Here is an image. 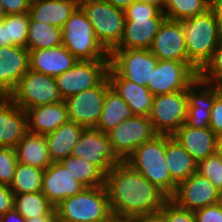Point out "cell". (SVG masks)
Returning <instances> with one entry per match:
<instances>
[{"label": "cell", "instance_id": "cell-1", "mask_svg": "<svg viewBox=\"0 0 222 222\" xmlns=\"http://www.w3.org/2000/svg\"><path fill=\"white\" fill-rule=\"evenodd\" d=\"M104 186L112 215L129 218L157 213L169 197L142 174L121 161L105 174Z\"/></svg>", "mask_w": 222, "mask_h": 222}, {"label": "cell", "instance_id": "cell-2", "mask_svg": "<svg viewBox=\"0 0 222 222\" xmlns=\"http://www.w3.org/2000/svg\"><path fill=\"white\" fill-rule=\"evenodd\" d=\"M165 155L166 135L158 134L153 139L139 145L124 162L170 198L174 194L177 184L171 179Z\"/></svg>", "mask_w": 222, "mask_h": 222}, {"label": "cell", "instance_id": "cell-3", "mask_svg": "<svg viewBox=\"0 0 222 222\" xmlns=\"http://www.w3.org/2000/svg\"><path fill=\"white\" fill-rule=\"evenodd\" d=\"M125 26L114 49H149L166 15L156 6L135 0L124 10Z\"/></svg>", "mask_w": 222, "mask_h": 222}, {"label": "cell", "instance_id": "cell-4", "mask_svg": "<svg viewBox=\"0 0 222 222\" xmlns=\"http://www.w3.org/2000/svg\"><path fill=\"white\" fill-rule=\"evenodd\" d=\"M181 22L188 60L201 71L213 57L221 39L216 18L209 9L204 14L186 18Z\"/></svg>", "mask_w": 222, "mask_h": 222}, {"label": "cell", "instance_id": "cell-5", "mask_svg": "<svg viewBox=\"0 0 222 222\" xmlns=\"http://www.w3.org/2000/svg\"><path fill=\"white\" fill-rule=\"evenodd\" d=\"M57 222H104L113 217L105 186L85 187L55 207Z\"/></svg>", "mask_w": 222, "mask_h": 222}, {"label": "cell", "instance_id": "cell-6", "mask_svg": "<svg viewBox=\"0 0 222 222\" xmlns=\"http://www.w3.org/2000/svg\"><path fill=\"white\" fill-rule=\"evenodd\" d=\"M62 45L78 60L109 59V52L98 41L93 26L80 7L62 27Z\"/></svg>", "mask_w": 222, "mask_h": 222}, {"label": "cell", "instance_id": "cell-7", "mask_svg": "<svg viewBox=\"0 0 222 222\" xmlns=\"http://www.w3.org/2000/svg\"><path fill=\"white\" fill-rule=\"evenodd\" d=\"M79 7L93 26L98 41L110 53L120 44L123 36L124 10L105 0H80Z\"/></svg>", "mask_w": 222, "mask_h": 222}, {"label": "cell", "instance_id": "cell-8", "mask_svg": "<svg viewBox=\"0 0 222 222\" xmlns=\"http://www.w3.org/2000/svg\"><path fill=\"white\" fill-rule=\"evenodd\" d=\"M8 97L24 111L63 101L55 77L31 69L22 76Z\"/></svg>", "mask_w": 222, "mask_h": 222}, {"label": "cell", "instance_id": "cell-9", "mask_svg": "<svg viewBox=\"0 0 222 222\" xmlns=\"http://www.w3.org/2000/svg\"><path fill=\"white\" fill-rule=\"evenodd\" d=\"M187 90L153 96L149 118L155 132L172 136L187 119Z\"/></svg>", "mask_w": 222, "mask_h": 222}, {"label": "cell", "instance_id": "cell-10", "mask_svg": "<svg viewBox=\"0 0 222 222\" xmlns=\"http://www.w3.org/2000/svg\"><path fill=\"white\" fill-rule=\"evenodd\" d=\"M159 59L149 49H113L109 65L126 80L147 87Z\"/></svg>", "mask_w": 222, "mask_h": 222}, {"label": "cell", "instance_id": "cell-11", "mask_svg": "<svg viewBox=\"0 0 222 222\" xmlns=\"http://www.w3.org/2000/svg\"><path fill=\"white\" fill-rule=\"evenodd\" d=\"M109 59L78 60L63 74L55 77L59 94L63 100L97 86L106 76Z\"/></svg>", "mask_w": 222, "mask_h": 222}, {"label": "cell", "instance_id": "cell-12", "mask_svg": "<svg viewBox=\"0 0 222 222\" xmlns=\"http://www.w3.org/2000/svg\"><path fill=\"white\" fill-rule=\"evenodd\" d=\"M191 62L159 60L147 88L153 96L187 90L198 78Z\"/></svg>", "mask_w": 222, "mask_h": 222}, {"label": "cell", "instance_id": "cell-13", "mask_svg": "<svg viewBox=\"0 0 222 222\" xmlns=\"http://www.w3.org/2000/svg\"><path fill=\"white\" fill-rule=\"evenodd\" d=\"M111 87L106 76L97 86L79 92L64 100L69 121L85 128H95L103 110L104 98Z\"/></svg>", "mask_w": 222, "mask_h": 222}, {"label": "cell", "instance_id": "cell-14", "mask_svg": "<svg viewBox=\"0 0 222 222\" xmlns=\"http://www.w3.org/2000/svg\"><path fill=\"white\" fill-rule=\"evenodd\" d=\"M115 155L125 161L141 144L158 135L147 116H136L126 119L107 133Z\"/></svg>", "mask_w": 222, "mask_h": 222}, {"label": "cell", "instance_id": "cell-15", "mask_svg": "<svg viewBox=\"0 0 222 222\" xmlns=\"http://www.w3.org/2000/svg\"><path fill=\"white\" fill-rule=\"evenodd\" d=\"M169 199L183 209L195 211L221 202L222 193L207 177L195 172L177 184L174 194Z\"/></svg>", "mask_w": 222, "mask_h": 222}, {"label": "cell", "instance_id": "cell-16", "mask_svg": "<svg viewBox=\"0 0 222 222\" xmlns=\"http://www.w3.org/2000/svg\"><path fill=\"white\" fill-rule=\"evenodd\" d=\"M71 155L95 164L104 174L121 162L112 150L108 135L95 128L83 130Z\"/></svg>", "mask_w": 222, "mask_h": 222}, {"label": "cell", "instance_id": "cell-17", "mask_svg": "<svg viewBox=\"0 0 222 222\" xmlns=\"http://www.w3.org/2000/svg\"><path fill=\"white\" fill-rule=\"evenodd\" d=\"M149 50L159 60L190 62L186 53L182 22L166 18L154 37Z\"/></svg>", "mask_w": 222, "mask_h": 222}, {"label": "cell", "instance_id": "cell-18", "mask_svg": "<svg viewBox=\"0 0 222 222\" xmlns=\"http://www.w3.org/2000/svg\"><path fill=\"white\" fill-rule=\"evenodd\" d=\"M85 186L60 162L52 164L44 170L41 192L56 207L67 197L75 196Z\"/></svg>", "mask_w": 222, "mask_h": 222}, {"label": "cell", "instance_id": "cell-19", "mask_svg": "<svg viewBox=\"0 0 222 222\" xmlns=\"http://www.w3.org/2000/svg\"><path fill=\"white\" fill-rule=\"evenodd\" d=\"M29 70V50L20 46L0 47V96H9Z\"/></svg>", "mask_w": 222, "mask_h": 222}, {"label": "cell", "instance_id": "cell-20", "mask_svg": "<svg viewBox=\"0 0 222 222\" xmlns=\"http://www.w3.org/2000/svg\"><path fill=\"white\" fill-rule=\"evenodd\" d=\"M188 111L186 124L194 128H206L210 123V111L214 104V85L200 77L187 89Z\"/></svg>", "mask_w": 222, "mask_h": 222}, {"label": "cell", "instance_id": "cell-21", "mask_svg": "<svg viewBox=\"0 0 222 222\" xmlns=\"http://www.w3.org/2000/svg\"><path fill=\"white\" fill-rule=\"evenodd\" d=\"M196 163L217 152L218 137L209 128H194L184 123L172 136Z\"/></svg>", "mask_w": 222, "mask_h": 222}, {"label": "cell", "instance_id": "cell-22", "mask_svg": "<svg viewBox=\"0 0 222 222\" xmlns=\"http://www.w3.org/2000/svg\"><path fill=\"white\" fill-rule=\"evenodd\" d=\"M111 88L124 100L136 116H149L153 95L147 87L123 79L110 65L107 71Z\"/></svg>", "mask_w": 222, "mask_h": 222}, {"label": "cell", "instance_id": "cell-23", "mask_svg": "<svg viewBox=\"0 0 222 222\" xmlns=\"http://www.w3.org/2000/svg\"><path fill=\"white\" fill-rule=\"evenodd\" d=\"M26 112L8 96H0V147H13L27 132Z\"/></svg>", "mask_w": 222, "mask_h": 222}, {"label": "cell", "instance_id": "cell-24", "mask_svg": "<svg viewBox=\"0 0 222 222\" xmlns=\"http://www.w3.org/2000/svg\"><path fill=\"white\" fill-rule=\"evenodd\" d=\"M78 59L63 45L29 51V69L51 77L69 70Z\"/></svg>", "mask_w": 222, "mask_h": 222}, {"label": "cell", "instance_id": "cell-25", "mask_svg": "<svg viewBox=\"0 0 222 222\" xmlns=\"http://www.w3.org/2000/svg\"><path fill=\"white\" fill-rule=\"evenodd\" d=\"M25 112L27 130L44 136L69 121L64 100L55 104L32 107Z\"/></svg>", "mask_w": 222, "mask_h": 222}, {"label": "cell", "instance_id": "cell-26", "mask_svg": "<svg viewBox=\"0 0 222 222\" xmlns=\"http://www.w3.org/2000/svg\"><path fill=\"white\" fill-rule=\"evenodd\" d=\"M78 7V0H32L28 14L33 21L47 23L62 29Z\"/></svg>", "mask_w": 222, "mask_h": 222}, {"label": "cell", "instance_id": "cell-27", "mask_svg": "<svg viewBox=\"0 0 222 222\" xmlns=\"http://www.w3.org/2000/svg\"><path fill=\"white\" fill-rule=\"evenodd\" d=\"M84 129V126L68 121L45 135L51 161L60 162L70 156Z\"/></svg>", "mask_w": 222, "mask_h": 222}, {"label": "cell", "instance_id": "cell-28", "mask_svg": "<svg viewBox=\"0 0 222 222\" xmlns=\"http://www.w3.org/2000/svg\"><path fill=\"white\" fill-rule=\"evenodd\" d=\"M14 149L17 161L22 164L43 170L52 164L44 135L27 131Z\"/></svg>", "mask_w": 222, "mask_h": 222}, {"label": "cell", "instance_id": "cell-29", "mask_svg": "<svg viewBox=\"0 0 222 222\" xmlns=\"http://www.w3.org/2000/svg\"><path fill=\"white\" fill-rule=\"evenodd\" d=\"M166 164L171 179L180 183L197 172V163L171 136L166 135Z\"/></svg>", "mask_w": 222, "mask_h": 222}, {"label": "cell", "instance_id": "cell-30", "mask_svg": "<svg viewBox=\"0 0 222 222\" xmlns=\"http://www.w3.org/2000/svg\"><path fill=\"white\" fill-rule=\"evenodd\" d=\"M133 116L130 107L110 87L106 92L103 110L95 129L107 134L121 122Z\"/></svg>", "mask_w": 222, "mask_h": 222}, {"label": "cell", "instance_id": "cell-31", "mask_svg": "<svg viewBox=\"0 0 222 222\" xmlns=\"http://www.w3.org/2000/svg\"><path fill=\"white\" fill-rule=\"evenodd\" d=\"M26 48L29 51L62 45V29L47 23L29 20Z\"/></svg>", "mask_w": 222, "mask_h": 222}, {"label": "cell", "instance_id": "cell-32", "mask_svg": "<svg viewBox=\"0 0 222 222\" xmlns=\"http://www.w3.org/2000/svg\"><path fill=\"white\" fill-rule=\"evenodd\" d=\"M85 187L104 185L105 174L93 163L73 155L60 161Z\"/></svg>", "mask_w": 222, "mask_h": 222}, {"label": "cell", "instance_id": "cell-33", "mask_svg": "<svg viewBox=\"0 0 222 222\" xmlns=\"http://www.w3.org/2000/svg\"><path fill=\"white\" fill-rule=\"evenodd\" d=\"M44 170L17 162L10 189L14 194L37 193L42 190Z\"/></svg>", "mask_w": 222, "mask_h": 222}, {"label": "cell", "instance_id": "cell-34", "mask_svg": "<svg viewBox=\"0 0 222 222\" xmlns=\"http://www.w3.org/2000/svg\"><path fill=\"white\" fill-rule=\"evenodd\" d=\"M14 209L26 220L44 214H56L55 207L40 191L37 193L14 194Z\"/></svg>", "mask_w": 222, "mask_h": 222}, {"label": "cell", "instance_id": "cell-35", "mask_svg": "<svg viewBox=\"0 0 222 222\" xmlns=\"http://www.w3.org/2000/svg\"><path fill=\"white\" fill-rule=\"evenodd\" d=\"M210 9V0H165L163 13L167 19L182 21Z\"/></svg>", "mask_w": 222, "mask_h": 222}, {"label": "cell", "instance_id": "cell-36", "mask_svg": "<svg viewBox=\"0 0 222 222\" xmlns=\"http://www.w3.org/2000/svg\"><path fill=\"white\" fill-rule=\"evenodd\" d=\"M7 27V46L26 48L29 28V14H10L3 19Z\"/></svg>", "mask_w": 222, "mask_h": 222}, {"label": "cell", "instance_id": "cell-37", "mask_svg": "<svg viewBox=\"0 0 222 222\" xmlns=\"http://www.w3.org/2000/svg\"><path fill=\"white\" fill-rule=\"evenodd\" d=\"M197 172L207 177L222 193V157L218 152L197 163Z\"/></svg>", "mask_w": 222, "mask_h": 222}, {"label": "cell", "instance_id": "cell-38", "mask_svg": "<svg viewBox=\"0 0 222 222\" xmlns=\"http://www.w3.org/2000/svg\"><path fill=\"white\" fill-rule=\"evenodd\" d=\"M199 77L215 86L222 83V37L214 50L213 57L199 72Z\"/></svg>", "mask_w": 222, "mask_h": 222}, {"label": "cell", "instance_id": "cell-39", "mask_svg": "<svg viewBox=\"0 0 222 222\" xmlns=\"http://www.w3.org/2000/svg\"><path fill=\"white\" fill-rule=\"evenodd\" d=\"M17 162L13 147H0V184L10 186Z\"/></svg>", "mask_w": 222, "mask_h": 222}, {"label": "cell", "instance_id": "cell-40", "mask_svg": "<svg viewBox=\"0 0 222 222\" xmlns=\"http://www.w3.org/2000/svg\"><path fill=\"white\" fill-rule=\"evenodd\" d=\"M159 212L164 216L166 222H196L194 211L183 209L170 199Z\"/></svg>", "mask_w": 222, "mask_h": 222}, {"label": "cell", "instance_id": "cell-41", "mask_svg": "<svg viewBox=\"0 0 222 222\" xmlns=\"http://www.w3.org/2000/svg\"><path fill=\"white\" fill-rule=\"evenodd\" d=\"M209 128L217 135L222 136V94L214 85V104L210 111Z\"/></svg>", "mask_w": 222, "mask_h": 222}, {"label": "cell", "instance_id": "cell-42", "mask_svg": "<svg viewBox=\"0 0 222 222\" xmlns=\"http://www.w3.org/2000/svg\"><path fill=\"white\" fill-rule=\"evenodd\" d=\"M196 222H222V201L194 211Z\"/></svg>", "mask_w": 222, "mask_h": 222}, {"label": "cell", "instance_id": "cell-43", "mask_svg": "<svg viewBox=\"0 0 222 222\" xmlns=\"http://www.w3.org/2000/svg\"><path fill=\"white\" fill-rule=\"evenodd\" d=\"M15 195L9 186L0 184V216L14 209Z\"/></svg>", "mask_w": 222, "mask_h": 222}, {"label": "cell", "instance_id": "cell-44", "mask_svg": "<svg viewBox=\"0 0 222 222\" xmlns=\"http://www.w3.org/2000/svg\"><path fill=\"white\" fill-rule=\"evenodd\" d=\"M6 15L28 13L31 0H1Z\"/></svg>", "mask_w": 222, "mask_h": 222}, {"label": "cell", "instance_id": "cell-45", "mask_svg": "<svg viewBox=\"0 0 222 222\" xmlns=\"http://www.w3.org/2000/svg\"><path fill=\"white\" fill-rule=\"evenodd\" d=\"M125 222H166L164 216L160 213H153L129 218Z\"/></svg>", "mask_w": 222, "mask_h": 222}, {"label": "cell", "instance_id": "cell-46", "mask_svg": "<svg viewBox=\"0 0 222 222\" xmlns=\"http://www.w3.org/2000/svg\"><path fill=\"white\" fill-rule=\"evenodd\" d=\"M210 10L213 12L222 37V0H210Z\"/></svg>", "mask_w": 222, "mask_h": 222}, {"label": "cell", "instance_id": "cell-47", "mask_svg": "<svg viewBox=\"0 0 222 222\" xmlns=\"http://www.w3.org/2000/svg\"><path fill=\"white\" fill-rule=\"evenodd\" d=\"M0 222H25V219L15 209H12L0 216Z\"/></svg>", "mask_w": 222, "mask_h": 222}, {"label": "cell", "instance_id": "cell-48", "mask_svg": "<svg viewBox=\"0 0 222 222\" xmlns=\"http://www.w3.org/2000/svg\"><path fill=\"white\" fill-rule=\"evenodd\" d=\"M25 222H57L56 214H44L35 218L26 219Z\"/></svg>", "mask_w": 222, "mask_h": 222}, {"label": "cell", "instance_id": "cell-49", "mask_svg": "<svg viewBox=\"0 0 222 222\" xmlns=\"http://www.w3.org/2000/svg\"><path fill=\"white\" fill-rule=\"evenodd\" d=\"M112 6L119 8L121 10H125L128 6H130L135 0H105Z\"/></svg>", "mask_w": 222, "mask_h": 222}, {"label": "cell", "instance_id": "cell-50", "mask_svg": "<svg viewBox=\"0 0 222 222\" xmlns=\"http://www.w3.org/2000/svg\"><path fill=\"white\" fill-rule=\"evenodd\" d=\"M7 46V27L4 20H0V47Z\"/></svg>", "mask_w": 222, "mask_h": 222}, {"label": "cell", "instance_id": "cell-51", "mask_svg": "<svg viewBox=\"0 0 222 222\" xmlns=\"http://www.w3.org/2000/svg\"><path fill=\"white\" fill-rule=\"evenodd\" d=\"M140 2L151 4L158 7L161 11H163V7L165 4V0H138Z\"/></svg>", "mask_w": 222, "mask_h": 222}, {"label": "cell", "instance_id": "cell-52", "mask_svg": "<svg viewBox=\"0 0 222 222\" xmlns=\"http://www.w3.org/2000/svg\"><path fill=\"white\" fill-rule=\"evenodd\" d=\"M217 152L222 157V136L218 137V146H217Z\"/></svg>", "mask_w": 222, "mask_h": 222}, {"label": "cell", "instance_id": "cell-53", "mask_svg": "<svg viewBox=\"0 0 222 222\" xmlns=\"http://www.w3.org/2000/svg\"><path fill=\"white\" fill-rule=\"evenodd\" d=\"M5 17H6V13H5V10L3 8V4L0 0V20H3Z\"/></svg>", "mask_w": 222, "mask_h": 222}, {"label": "cell", "instance_id": "cell-54", "mask_svg": "<svg viewBox=\"0 0 222 222\" xmlns=\"http://www.w3.org/2000/svg\"><path fill=\"white\" fill-rule=\"evenodd\" d=\"M104 222H123L122 220L116 218L115 216H113L111 219L104 221Z\"/></svg>", "mask_w": 222, "mask_h": 222}, {"label": "cell", "instance_id": "cell-55", "mask_svg": "<svg viewBox=\"0 0 222 222\" xmlns=\"http://www.w3.org/2000/svg\"><path fill=\"white\" fill-rule=\"evenodd\" d=\"M219 92L222 94V83L217 85Z\"/></svg>", "mask_w": 222, "mask_h": 222}]
</instances>
